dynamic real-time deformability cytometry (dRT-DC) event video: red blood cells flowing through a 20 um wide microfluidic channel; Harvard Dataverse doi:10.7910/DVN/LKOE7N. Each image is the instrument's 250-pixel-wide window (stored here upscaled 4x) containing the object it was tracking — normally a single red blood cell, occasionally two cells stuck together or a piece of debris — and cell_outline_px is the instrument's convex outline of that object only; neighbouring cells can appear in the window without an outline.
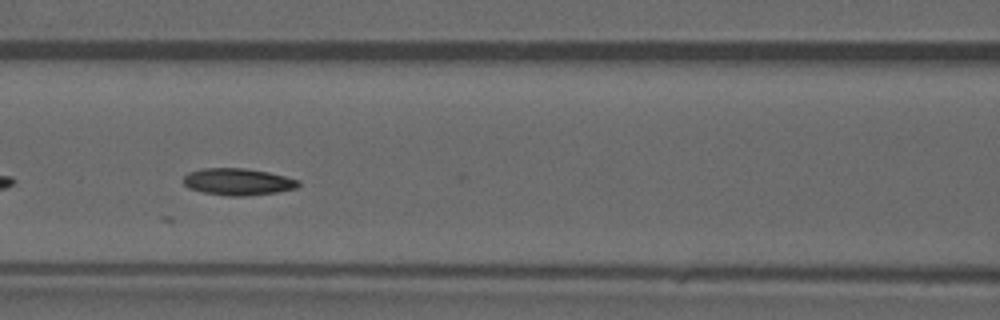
{"species": "common noctule bat (a hibernating species)", "species_latin": "Nyctalus noctula", "temperature_condition": "warm", "stored_images_in_passage": 9, "camera_frame_rate_fps": 3000, "um_per_image_px": 0.085, "animal": {"sex": "male", "forearm_length_mm": 52.5}, "frame": {"image": 1, "passage_image": 7, "time_ms": 2.0, "image_size_px": [1000, 320], "cell_outline_px": [[300, 184], [296, 188], [276, 192], [244, 196], [228, 196], [204, 192], [188, 188], [184, 184], [184, 176], [188, 172], [204, 168], [244, 168], [268, 172], [300, 180]], "centroid_in_image_um": [20.22, 15.44], "position_along_channel_um": 146.4, "area_um2": 17.92}}